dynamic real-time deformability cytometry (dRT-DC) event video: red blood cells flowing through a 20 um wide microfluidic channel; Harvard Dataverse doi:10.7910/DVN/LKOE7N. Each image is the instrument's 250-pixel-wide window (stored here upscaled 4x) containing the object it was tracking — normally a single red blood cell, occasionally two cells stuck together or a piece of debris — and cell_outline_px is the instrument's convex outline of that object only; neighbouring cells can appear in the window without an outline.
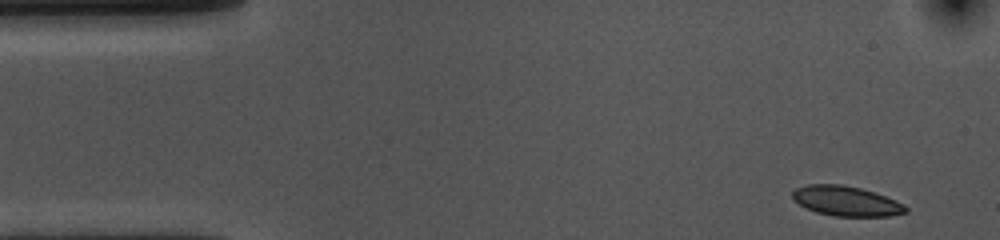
{"species": "common noctule bat (a hibernating species)", "species_latin": "Nyctalus noctula", "temperature_condition": "cold", "stored_images_in_passage": 52, "camera_frame_rate_fps": 3000, "um_per_image_px": 0.085, "animal": {"sex": "female", "body_mass_g": 10.0, "forearm_length_mm": 53.1}, "frame": {"image": 1, "passage_image": 1, "time_ms": 0.0, "image_size_px": [1000, 240], "cell_outline_px": [[908, 212], [888, 216], [832, 216], [816, 212], [792, 200], [792, 192], [796, 188], [808, 184], [840, 184], [860, 188], [884, 196], [904, 204], [908, 208]], "centroid_in_image_um": [71.91, 17.09], "position_along_channel_um": 13.1, "area_um2": 19.59}}
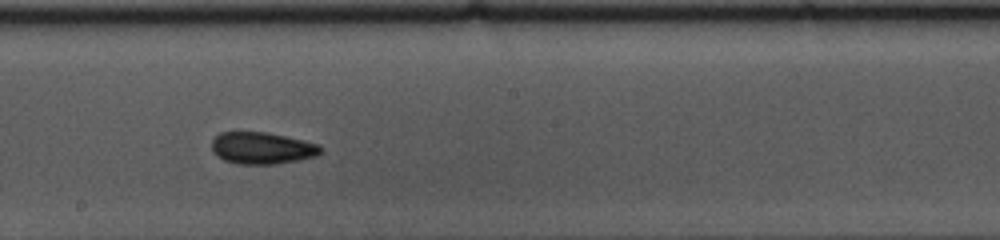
{"frame": {"image": 2, "passage_image": 26, "time_ms": 8.333, "image_size_px": [1000, 240], "cell_outline_px": [[324, 152], [316, 156], [300, 160], [276, 164], [236, 164], [224, 160], [216, 156], [212, 148], [212, 140], [220, 132], [268, 132], [304, 140], [320, 144], [324, 148]], "centroid_in_image_um": [22.32, 12.59], "position_along_channel_um": 225.9, "area_um2": 20.58}}
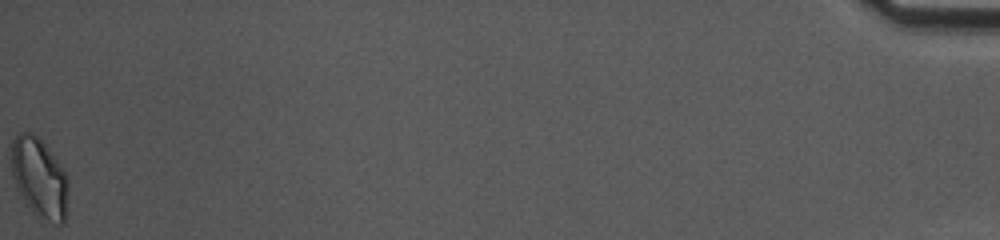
{"frame": {"image": 3, "passage_image": 52, "time_ms": 17.0, "image_size_px": [1000, 240], "cell_outline_px": [[68, 188], [64, 224], [56, 224], [36, 216], [28, 208], [20, 196], [16, 188], [12, 176], [12, 140], [16, 132], [32, 132], [44, 144], [64, 168], [68, 176]], "centroid_in_image_um": [3.34, 15.13], "position_along_channel_um": 431.9, "area_um2": 26.76}, "authors_computed_cell_mechanics": {"area_um2": 20.3745, "velocity_mm_per_s": 3.6137, "shape_relaxation_time_tau1_ms": 4.2678, "shape_relaxation_time_tau2_ms": 3.7056, "deformation_change_tau1": 0.0893, "deformation_change_tau2": 0.0738}}